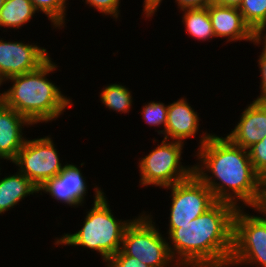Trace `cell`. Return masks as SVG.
<instances>
[{
  "instance_id": "6da1fadb",
  "label": "cell",
  "mask_w": 266,
  "mask_h": 267,
  "mask_svg": "<svg viewBox=\"0 0 266 267\" xmlns=\"http://www.w3.org/2000/svg\"><path fill=\"white\" fill-rule=\"evenodd\" d=\"M201 135L195 155L201 162L194 164V173L216 201L228 202L236 208L241 207L239 204L242 202L241 205L254 208L263 179L254 170L249 151L235 145L227 136L207 132Z\"/></svg>"
},
{
  "instance_id": "7a4b0ae2",
  "label": "cell",
  "mask_w": 266,
  "mask_h": 267,
  "mask_svg": "<svg viewBox=\"0 0 266 267\" xmlns=\"http://www.w3.org/2000/svg\"><path fill=\"white\" fill-rule=\"evenodd\" d=\"M236 207L216 201L202 215L178 225L169 235L174 267H228L233 250ZM172 245H171V244ZM176 263V264H175Z\"/></svg>"
},
{
  "instance_id": "3957f363",
  "label": "cell",
  "mask_w": 266,
  "mask_h": 267,
  "mask_svg": "<svg viewBox=\"0 0 266 267\" xmlns=\"http://www.w3.org/2000/svg\"><path fill=\"white\" fill-rule=\"evenodd\" d=\"M49 58L34 71L7 79L12 87L4 91V104L26 117L33 125L56 120L73 102L46 76L56 70Z\"/></svg>"
},
{
  "instance_id": "277c9868",
  "label": "cell",
  "mask_w": 266,
  "mask_h": 267,
  "mask_svg": "<svg viewBox=\"0 0 266 267\" xmlns=\"http://www.w3.org/2000/svg\"><path fill=\"white\" fill-rule=\"evenodd\" d=\"M94 192V204L86 212L82 228L74 234L64 233L61 238H56L55 244L89 248L97 251L103 262H107L121 249L124 232L132 220L115 218L101 188L96 186Z\"/></svg>"
},
{
  "instance_id": "5b68a950",
  "label": "cell",
  "mask_w": 266,
  "mask_h": 267,
  "mask_svg": "<svg viewBox=\"0 0 266 267\" xmlns=\"http://www.w3.org/2000/svg\"><path fill=\"white\" fill-rule=\"evenodd\" d=\"M145 214L143 212L133 218L127 226L120 250L150 267H169L174 259L169 251L168 239L156 228L152 215Z\"/></svg>"
},
{
  "instance_id": "8992f818",
  "label": "cell",
  "mask_w": 266,
  "mask_h": 267,
  "mask_svg": "<svg viewBox=\"0 0 266 267\" xmlns=\"http://www.w3.org/2000/svg\"><path fill=\"white\" fill-rule=\"evenodd\" d=\"M148 155L139 160L141 186L154 185L162 188L188 179L194 173V165L181 164L183 142L163 139Z\"/></svg>"
},
{
  "instance_id": "52a82bcc",
  "label": "cell",
  "mask_w": 266,
  "mask_h": 267,
  "mask_svg": "<svg viewBox=\"0 0 266 267\" xmlns=\"http://www.w3.org/2000/svg\"><path fill=\"white\" fill-rule=\"evenodd\" d=\"M242 207L233 217V250L229 266L266 267V218L249 215Z\"/></svg>"
},
{
  "instance_id": "ba28073f",
  "label": "cell",
  "mask_w": 266,
  "mask_h": 267,
  "mask_svg": "<svg viewBox=\"0 0 266 267\" xmlns=\"http://www.w3.org/2000/svg\"><path fill=\"white\" fill-rule=\"evenodd\" d=\"M165 189H171V207L169 217L170 234L178 225H185L202 215L215 202L209 188L193 173L188 179Z\"/></svg>"
},
{
  "instance_id": "9c48e42d",
  "label": "cell",
  "mask_w": 266,
  "mask_h": 267,
  "mask_svg": "<svg viewBox=\"0 0 266 267\" xmlns=\"http://www.w3.org/2000/svg\"><path fill=\"white\" fill-rule=\"evenodd\" d=\"M57 152L50 136L26 139L12 163L39 189L64 168Z\"/></svg>"
},
{
  "instance_id": "30bf717a",
  "label": "cell",
  "mask_w": 266,
  "mask_h": 267,
  "mask_svg": "<svg viewBox=\"0 0 266 267\" xmlns=\"http://www.w3.org/2000/svg\"><path fill=\"white\" fill-rule=\"evenodd\" d=\"M0 39V78L7 79L34 71L44 64L50 55L43 47L23 42H7Z\"/></svg>"
},
{
  "instance_id": "8fae6325",
  "label": "cell",
  "mask_w": 266,
  "mask_h": 267,
  "mask_svg": "<svg viewBox=\"0 0 266 267\" xmlns=\"http://www.w3.org/2000/svg\"><path fill=\"white\" fill-rule=\"evenodd\" d=\"M82 176L78 166L73 164H64L61 172L47 180L39 189L38 192L48 193L58 202L73 206H83L86 196L87 183Z\"/></svg>"
},
{
  "instance_id": "7c38bea8",
  "label": "cell",
  "mask_w": 266,
  "mask_h": 267,
  "mask_svg": "<svg viewBox=\"0 0 266 267\" xmlns=\"http://www.w3.org/2000/svg\"><path fill=\"white\" fill-rule=\"evenodd\" d=\"M208 13L212 22L215 37H226L227 42L249 41L254 45L261 44L257 35L245 23L243 16L237 7L211 4Z\"/></svg>"
},
{
  "instance_id": "4fadbf2b",
  "label": "cell",
  "mask_w": 266,
  "mask_h": 267,
  "mask_svg": "<svg viewBox=\"0 0 266 267\" xmlns=\"http://www.w3.org/2000/svg\"><path fill=\"white\" fill-rule=\"evenodd\" d=\"M241 114L238 124L227 137L248 150L266 136V102L254 100Z\"/></svg>"
},
{
  "instance_id": "5bb4252c",
  "label": "cell",
  "mask_w": 266,
  "mask_h": 267,
  "mask_svg": "<svg viewBox=\"0 0 266 267\" xmlns=\"http://www.w3.org/2000/svg\"><path fill=\"white\" fill-rule=\"evenodd\" d=\"M33 125L26 117L5 104L0 105V159L13 162L23 147V126Z\"/></svg>"
},
{
  "instance_id": "9a60e30c",
  "label": "cell",
  "mask_w": 266,
  "mask_h": 267,
  "mask_svg": "<svg viewBox=\"0 0 266 267\" xmlns=\"http://www.w3.org/2000/svg\"><path fill=\"white\" fill-rule=\"evenodd\" d=\"M199 114L190 106L186 98L168 105L164 139L183 142L196 136L199 131Z\"/></svg>"
},
{
  "instance_id": "2e32d148",
  "label": "cell",
  "mask_w": 266,
  "mask_h": 267,
  "mask_svg": "<svg viewBox=\"0 0 266 267\" xmlns=\"http://www.w3.org/2000/svg\"><path fill=\"white\" fill-rule=\"evenodd\" d=\"M34 193H39L38 188L20 171L0 179V215Z\"/></svg>"
},
{
  "instance_id": "e0dca14e",
  "label": "cell",
  "mask_w": 266,
  "mask_h": 267,
  "mask_svg": "<svg viewBox=\"0 0 266 267\" xmlns=\"http://www.w3.org/2000/svg\"><path fill=\"white\" fill-rule=\"evenodd\" d=\"M36 12L30 0H5L0 9V27L20 29L31 21Z\"/></svg>"
},
{
  "instance_id": "ac0fdd59",
  "label": "cell",
  "mask_w": 266,
  "mask_h": 267,
  "mask_svg": "<svg viewBox=\"0 0 266 267\" xmlns=\"http://www.w3.org/2000/svg\"><path fill=\"white\" fill-rule=\"evenodd\" d=\"M184 15L182 22L188 34L197 40H212L215 38L212 29L211 18L207 8H194L182 10Z\"/></svg>"
},
{
  "instance_id": "d6986e66",
  "label": "cell",
  "mask_w": 266,
  "mask_h": 267,
  "mask_svg": "<svg viewBox=\"0 0 266 267\" xmlns=\"http://www.w3.org/2000/svg\"><path fill=\"white\" fill-rule=\"evenodd\" d=\"M101 102L109 110L117 113H129L132 107L131 91L122 84H109L101 90Z\"/></svg>"
},
{
  "instance_id": "ffe728a7",
  "label": "cell",
  "mask_w": 266,
  "mask_h": 267,
  "mask_svg": "<svg viewBox=\"0 0 266 267\" xmlns=\"http://www.w3.org/2000/svg\"><path fill=\"white\" fill-rule=\"evenodd\" d=\"M238 9L245 23L258 35L266 26V0H243Z\"/></svg>"
},
{
  "instance_id": "44dd1931",
  "label": "cell",
  "mask_w": 266,
  "mask_h": 267,
  "mask_svg": "<svg viewBox=\"0 0 266 267\" xmlns=\"http://www.w3.org/2000/svg\"><path fill=\"white\" fill-rule=\"evenodd\" d=\"M37 13L41 11L46 14L48 20L52 22V25L57 29L64 27L65 12L67 0H30Z\"/></svg>"
},
{
  "instance_id": "7402d4cb",
  "label": "cell",
  "mask_w": 266,
  "mask_h": 267,
  "mask_svg": "<svg viewBox=\"0 0 266 267\" xmlns=\"http://www.w3.org/2000/svg\"><path fill=\"white\" fill-rule=\"evenodd\" d=\"M142 113L143 119L146 121V123L150 126H161L163 125L162 130L158 131V134H163L166 123H167V114H168V105H165L162 102H148L145 104V106L142 107Z\"/></svg>"
},
{
  "instance_id": "603a6c76",
  "label": "cell",
  "mask_w": 266,
  "mask_h": 267,
  "mask_svg": "<svg viewBox=\"0 0 266 267\" xmlns=\"http://www.w3.org/2000/svg\"><path fill=\"white\" fill-rule=\"evenodd\" d=\"M248 151L254 170L263 180L266 179V136Z\"/></svg>"
},
{
  "instance_id": "cb8c5ba5",
  "label": "cell",
  "mask_w": 266,
  "mask_h": 267,
  "mask_svg": "<svg viewBox=\"0 0 266 267\" xmlns=\"http://www.w3.org/2000/svg\"><path fill=\"white\" fill-rule=\"evenodd\" d=\"M84 3L94 7L100 13H103V15L112 16L114 19H117L120 14V0H85Z\"/></svg>"
},
{
  "instance_id": "d4e9b609",
  "label": "cell",
  "mask_w": 266,
  "mask_h": 267,
  "mask_svg": "<svg viewBox=\"0 0 266 267\" xmlns=\"http://www.w3.org/2000/svg\"><path fill=\"white\" fill-rule=\"evenodd\" d=\"M106 263L107 267H150L137 258L125 255L121 250L111 256Z\"/></svg>"
},
{
  "instance_id": "484cf974",
  "label": "cell",
  "mask_w": 266,
  "mask_h": 267,
  "mask_svg": "<svg viewBox=\"0 0 266 267\" xmlns=\"http://www.w3.org/2000/svg\"><path fill=\"white\" fill-rule=\"evenodd\" d=\"M263 45V50L261 55L259 56L258 59V66H259V71H260V96H258L255 100L261 101V102H266V44L262 43Z\"/></svg>"
},
{
  "instance_id": "4316f807",
  "label": "cell",
  "mask_w": 266,
  "mask_h": 267,
  "mask_svg": "<svg viewBox=\"0 0 266 267\" xmlns=\"http://www.w3.org/2000/svg\"><path fill=\"white\" fill-rule=\"evenodd\" d=\"M178 8L182 11L185 9L207 8L214 3V0H175Z\"/></svg>"
},
{
  "instance_id": "83f0119b",
  "label": "cell",
  "mask_w": 266,
  "mask_h": 267,
  "mask_svg": "<svg viewBox=\"0 0 266 267\" xmlns=\"http://www.w3.org/2000/svg\"><path fill=\"white\" fill-rule=\"evenodd\" d=\"M252 209H255V211L257 210L266 218V179L262 181L258 203Z\"/></svg>"
},
{
  "instance_id": "f1b7e54d",
  "label": "cell",
  "mask_w": 266,
  "mask_h": 267,
  "mask_svg": "<svg viewBox=\"0 0 266 267\" xmlns=\"http://www.w3.org/2000/svg\"><path fill=\"white\" fill-rule=\"evenodd\" d=\"M161 2L162 0H144L143 13H145V17H152L157 12Z\"/></svg>"
},
{
  "instance_id": "f546056e",
  "label": "cell",
  "mask_w": 266,
  "mask_h": 267,
  "mask_svg": "<svg viewBox=\"0 0 266 267\" xmlns=\"http://www.w3.org/2000/svg\"><path fill=\"white\" fill-rule=\"evenodd\" d=\"M243 0H214V4L239 8Z\"/></svg>"
},
{
  "instance_id": "4dcf8cb0",
  "label": "cell",
  "mask_w": 266,
  "mask_h": 267,
  "mask_svg": "<svg viewBox=\"0 0 266 267\" xmlns=\"http://www.w3.org/2000/svg\"><path fill=\"white\" fill-rule=\"evenodd\" d=\"M266 26L263 28V30L257 35V39L260 41V42H262L263 40V42L262 43H265L266 44ZM264 31H265V33H264ZM263 39V40H262Z\"/></svg>"
},
{
  "instance_id": "1f68e13d",
  "label": "cell",
  "mask_w": 266,
  "mask_h": 267,
  "mask_svg": "<svg viewBox=\"0 0 266 267\" xmlns=\"http://www.w3.org/2000/svg\"><path fill=\"white\" fill-rule=\"evenodd\" d=\"M4 83V81L0 78V86ZM4 104V93H0V105Z\"/></svg>"
},
{
  "instance_id": "d6a6232c",
  "label": "cell",
  "mask_w": 266,
  "mask_h": 267,
  "mask_svg": "<svg viewBox=\"0 0 266 267\" xmlns=\"http://www.w3.org/2000/svg\"><path fill=\"white\" fill-rule=\"evenodd\" d=\"M5 0H0V9L3 7Z\"/></svg>"
}]
</instances>
